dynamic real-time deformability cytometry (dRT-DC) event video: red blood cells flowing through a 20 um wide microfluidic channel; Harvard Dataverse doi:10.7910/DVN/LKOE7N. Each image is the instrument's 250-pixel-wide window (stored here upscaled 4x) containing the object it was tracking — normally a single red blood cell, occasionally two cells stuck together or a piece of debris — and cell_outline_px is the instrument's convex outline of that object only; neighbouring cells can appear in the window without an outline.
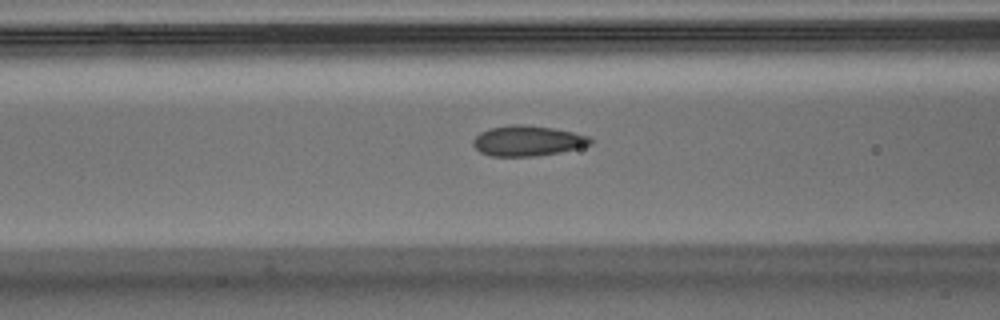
{"species": "Egyptian fruit bat (a non-hibernating species)", "species_latin": "Rousettus aegyptiacus", "temperature_condition": "warm", "stored_images_in_passage": 39, "camera_frame_rate_fps": 3000, "um_per_image_px": 0.085, "animal": {"sex": "male"}, "frame": {"image": 1, "passage_image": 17, "time_ms": 5.333, "image_size_px": [1000, 320], "cell_outline_px": [[592, 144], [560, 152], [536, 156], [492, 156], [480, 152], [472, 144], [472, 140], [480, 132], [488, 128], [512, 124], [524, 124], [552, 128], [572, 132], [588, 136], [592, 140]], "centroid_in_image_um": [44.8, 11.96], "position_along_channel_um": 121.8, "area_um2": 20.69}}
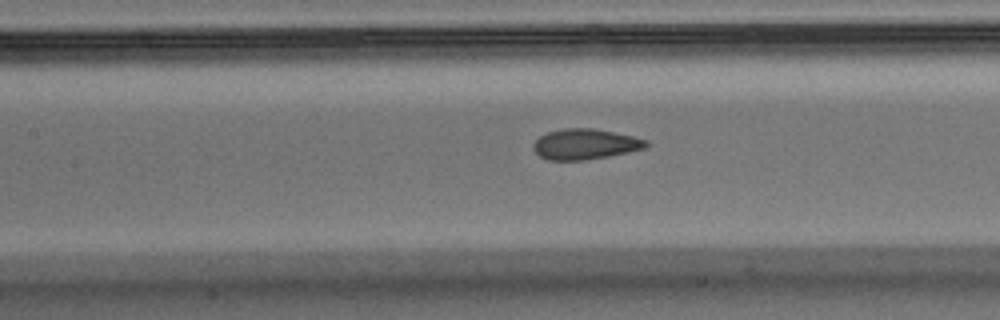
{"frame": {"image": 2, "passage_image": 20, "time_ms": 6.333, "image_size_px": [1000, 320], "cell_outline_px": [[648, 148], [608, 156], [584, 160], [548, 160], [540, 156], [532, 148], [532, 144], [540, 136], [548, 132], [564, 128], [592, 128], [632, 136], [648, 140]], "centroid_in_image_um": [49.74, 12.26], "position_along_channel_um": 157.7, "area_um2": 20.0}}
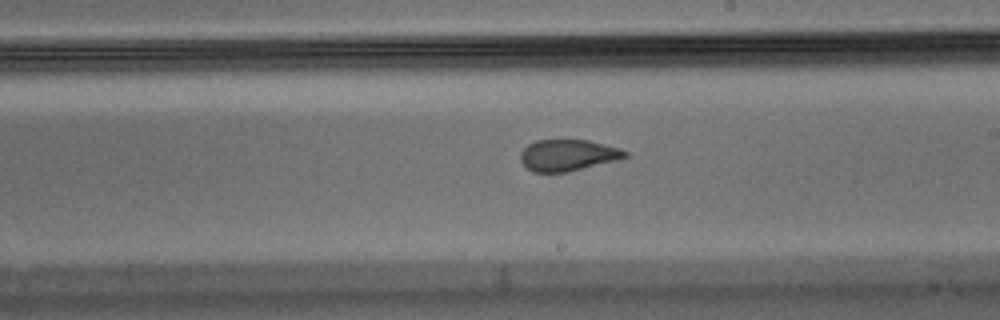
{"frame": {"image": 3, "passage_image": 27, "time_ms": 8.667, "image_size_px": [1000, 320], "cell_outline_px": [[628, 156], [620, 160], [568, 172], [532, 172], [520, 160], [520, 152], [528, 144], [536, 140], [588, 140], [620, 148], [628, 152]], "centroid_in_image_um": [48.29, 13.19], "position_along_channel_um": 240.7, "area_um2": 19.31}}